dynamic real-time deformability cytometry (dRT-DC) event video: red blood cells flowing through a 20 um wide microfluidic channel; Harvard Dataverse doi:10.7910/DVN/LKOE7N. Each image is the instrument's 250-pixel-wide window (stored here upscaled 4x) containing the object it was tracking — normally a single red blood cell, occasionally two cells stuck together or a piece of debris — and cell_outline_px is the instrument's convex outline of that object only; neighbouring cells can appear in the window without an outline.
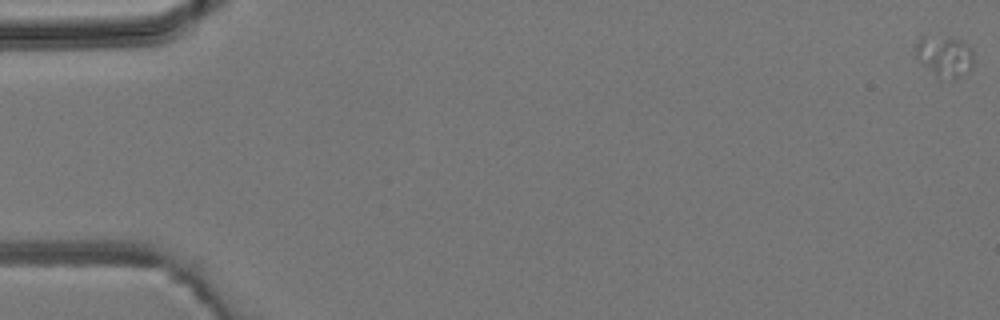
{"species": "common noctule bat (a hibernating species)", "species_latin": "Nyctalus noctula", "temperature_condition": "room temperature", "stored_images_in_passage": 4, "camera_frame_rate_fps": 3000, "um_per_image_px": 0.085, "animal": {"sex": "male", "body_mass_g": 19.2, "forearm_length_mm": 51.8}, "frame": {"image": 1, "passage_image": 1, "time_ms": 0.0, "image_size_px": [1000, 320], "cell_outline_px": [[972, 64], [968, 68], [952, 80], [920, 64], [916, 56], [916, 44], [920, 36], [924, 36], [964, 40], [972, 48]], "centroid_in_image_um": [80.27, 4.71], "position_along_channel_um": 4.7, "area_um2": 13.12}}